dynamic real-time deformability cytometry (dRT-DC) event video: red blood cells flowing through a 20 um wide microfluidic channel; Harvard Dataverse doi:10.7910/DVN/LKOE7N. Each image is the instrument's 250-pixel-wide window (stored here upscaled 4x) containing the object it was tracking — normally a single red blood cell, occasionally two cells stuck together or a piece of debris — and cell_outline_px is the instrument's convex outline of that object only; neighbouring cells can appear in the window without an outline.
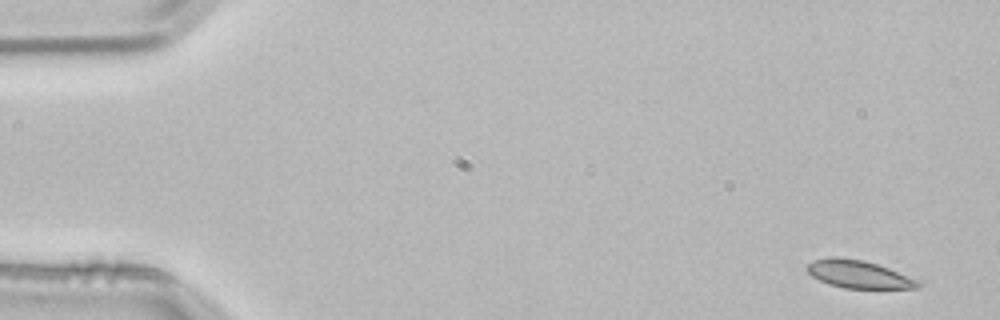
{"species": "common noctule bat (a hibernating species)", "species_latin": "Nyctalus noctula", "temperature_condition": "room temperature", "stored_images_in_passage": 4, "camera_frame_rate_fps": 3000, "um_per_image_px": 0.085, "animal": {"sex": "male", "body_mass_g": 21.5, "forearm_length_mm": 52.0}, "frame": {"image": 1, "passage_image": 1, "time_ms": 0.0, "image_size_px": [1000, 320], "cell_outline_px": [[924, 284], [920, 288], [844, 288], [828, 284], [812, 276], [804, 268], [812, 260], [828, 256], [836, 256], [864, 260], [888, 268], [920, 280]], "centroid_in_image_um": [72.98, 23.3], "position_along_channel_um": 12.0, "area_um2": 18.21}}
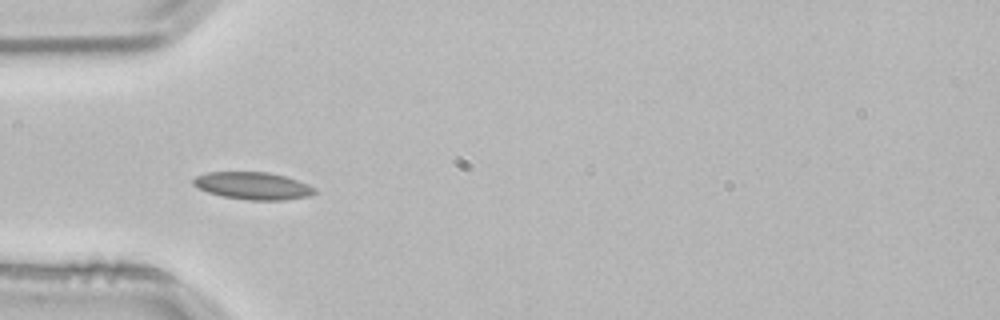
{"frame": {"image": 2, "passage_image": 4, "time_ms": 1.0, "image_size_px": [1000, 320], "cell_outline_px": [[316, 192], [308, 196], [284, 200], [248, 200], [220, 196], [208, 192], [192, 184], [192, 180], [196, 176], [208, 172], [268, 172], [284, 176], [308, 184], [316, 188]], "centroid_in_image_um": [21.49, 15.79], "position_along_channel_um": 63.5, "area_um2": 19.31}}